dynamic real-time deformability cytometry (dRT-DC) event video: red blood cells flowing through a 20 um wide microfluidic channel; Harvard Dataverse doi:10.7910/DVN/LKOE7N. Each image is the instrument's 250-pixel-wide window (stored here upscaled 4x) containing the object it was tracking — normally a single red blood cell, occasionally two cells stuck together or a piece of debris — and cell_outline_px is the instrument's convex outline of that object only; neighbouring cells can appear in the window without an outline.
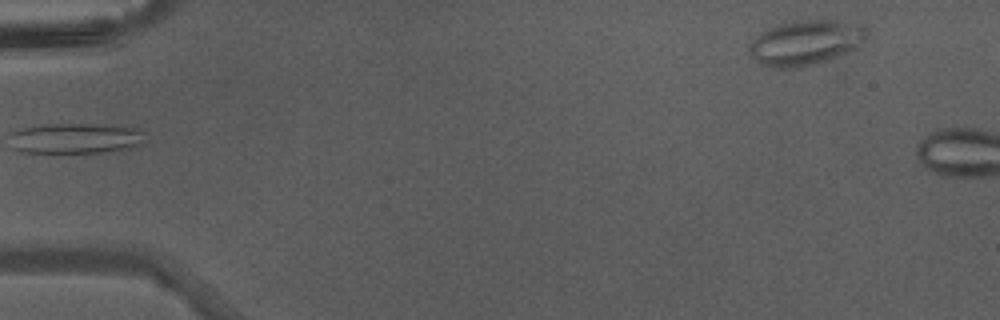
{"species": "Egyptian fruit bat (a non-hibernating species)", "species_latin": "Rousettus aegyptiacus", "temperature_condition": "warm", "stored_images_in_passage": 4, "camera_frame_rate_fps": 3000, "um_per_image_px": 0.085, "animal": {"sex": "male"}, "frame": {"image": 1, "passage_image": 1, "time_ms": 0.0, "image_size_px": [1000, 320], "cell_outline_px": [[868, 36], [856, 48], [848, 52], [828, 60], [816, 64], [796, 68], [772, 68], [760, 64], [752, 56], [748, 48], [752, 40], [760, 32], [776, 24], [792, 20], [836, 20], [860, 24], [868, 32]], "centroid_in_image_um": [68.46, 3.62], "position_along_channel_um": 16.5, "area_um2": 31.1}}